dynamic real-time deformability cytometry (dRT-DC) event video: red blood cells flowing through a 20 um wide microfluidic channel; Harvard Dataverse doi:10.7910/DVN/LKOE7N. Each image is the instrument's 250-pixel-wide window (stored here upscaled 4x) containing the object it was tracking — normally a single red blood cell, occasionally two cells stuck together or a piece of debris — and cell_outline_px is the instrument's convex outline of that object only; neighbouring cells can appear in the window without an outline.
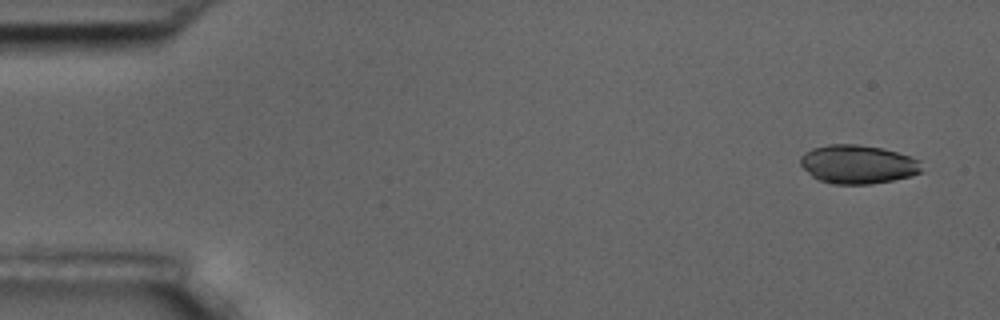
{"species": "common noctule bat (a hibernating species)", "species_latin": "Nyctalus noctula", "temperature_condition": "room temperature", "stored_images_in_passage": 4, "camera_frame_rate_fps": 3000, "um_per_image_px": 0.085, "animal": {"sex": "male", "body_mass_g": 17.5, "forearm_length_mm": 52.3}, "frame": {"image": 1, "passage_image": 1, "time_ms": 0.0, "image_size_px": [1000, 320], "cell_outline_px": [[924, 172], [892, 180], [872, 184], [832, 184], [820, 180], [812, 176], [800, 164], [800, 156], [804, 152], [812, 148], [828, 144], [856, 144], [880, 148], [912, 156], [920, 160]], "centroid_in_image_um": [72.92, 13.96], "position_along_channel_um": 12.1, "area_um2": 27.46}}
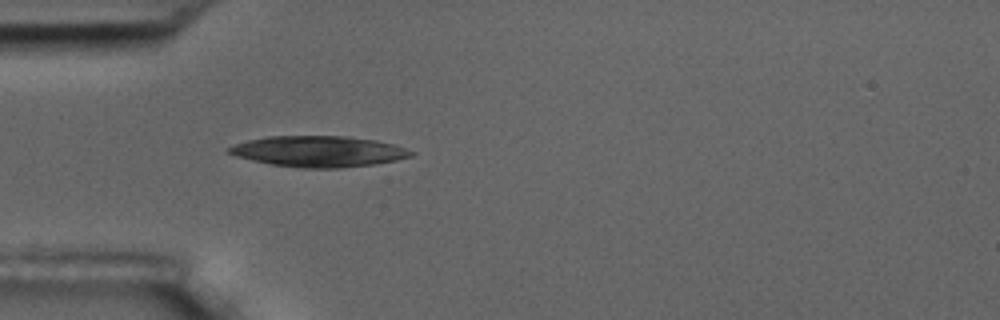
{"frame": {"image": 2, "passage_image": 4, "time_ms": 4.667, "image_size_px": [1000, 320], "cell_outline_px": [[416, 152], [412, 156], [396, 160], [376, 164], [340, 168], [300, 168], [272, 164], [252, 160], [236, 156], [228, 152], [224, 148], [248, 140], [268, 136], [344, 136], [376, 140], [396, 144]], "centroid_in_image_um": [27.11, 12.87], "position_along_channel_um": 57.9, "area_um2": 32.95}}